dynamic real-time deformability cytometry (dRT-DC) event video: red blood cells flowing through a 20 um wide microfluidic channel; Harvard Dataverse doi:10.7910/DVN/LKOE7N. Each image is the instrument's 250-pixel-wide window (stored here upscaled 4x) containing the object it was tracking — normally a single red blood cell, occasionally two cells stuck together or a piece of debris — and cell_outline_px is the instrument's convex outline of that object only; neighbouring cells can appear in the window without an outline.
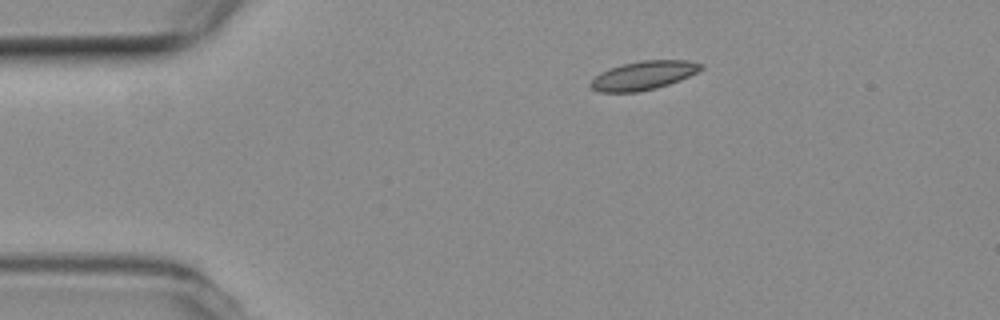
{"species": "common noctule bat (a hibernating species)", "species_latin": "Nyctalus noctula", "temperature_condition": "room temperature", "stored_images_in_passage": 5, "camera_frame_rate_fps": 3000, "um_per_image_px": 0.085, "animal": {"sex": "female", "body_mass_g": 19.3, "forearm_length_mm": 54.1}, "frame": {"image": 1, "passage_image": 1, "time_ms": 0.0, "image_size_px": [1000, 320], "cell_outline_px": [[704, 68], [680, 80], [656, 88], [636, 92], [600, 92], [592, 88], [588, 84], [600, 72], [608, 68], [640, 60], [688, 60], [704, 64]], "centroid_in_image_um": [54.7, 6.4], "position_along_channel_um": 30.3, "area_um2": 18.44}}
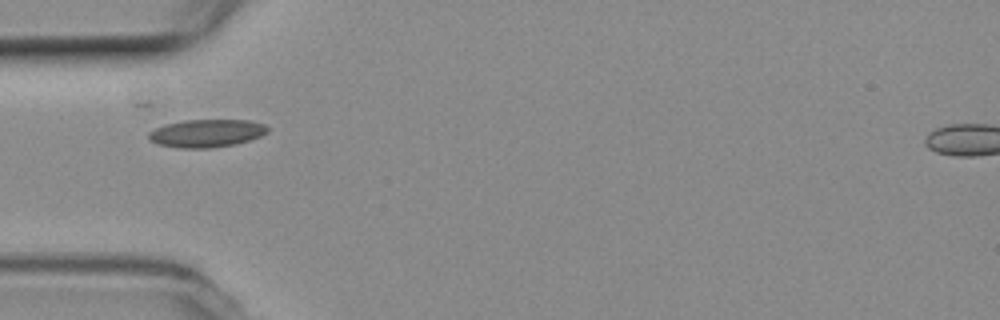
{"frame": {"image": 2, "passage_image": 3, "time_ms": 0.667, "image_size_px": [1000, 320], "cell_outline_px": [[268, 132], [260, 136], [236, 144], [212, 148], [180, 148], [156, 144], [148, 140], [148, 132], [164, 124], [184, 120], [248, 120], [264, 124], [268, 128]], "centroid_in_image_um": [17.52, 11.33], "position_along_channel_um": 67.5, "area_um2": 19.42}}
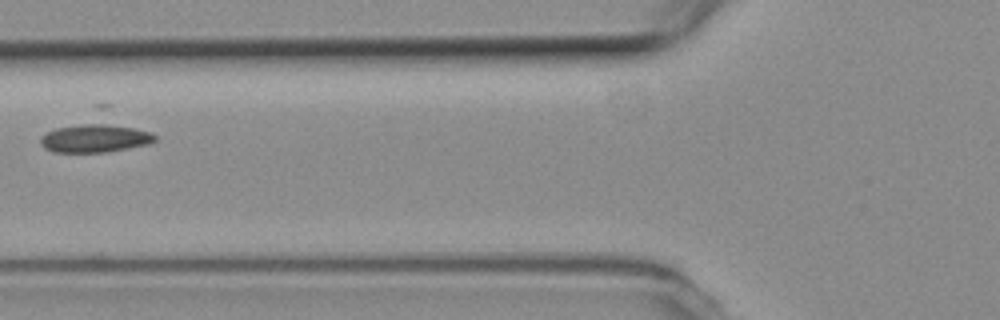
{"frame": {"image": 3, "passage_image": 4, "time_ms": 1.0, "image_size_px": [1000, 320], "cell_outline_px": [[156, 140], [148, 144], [108, 152], [52, 152], [44, 148], [40, 144], [40, 140], [48, 132], [56, 128], [92, 120], [96, 120], [152, 132], [156, 136]], "centroid_in_image_um": [8.07, 11.71], "position_along_channel_um": 117.7, "area_um2": 19.42}}